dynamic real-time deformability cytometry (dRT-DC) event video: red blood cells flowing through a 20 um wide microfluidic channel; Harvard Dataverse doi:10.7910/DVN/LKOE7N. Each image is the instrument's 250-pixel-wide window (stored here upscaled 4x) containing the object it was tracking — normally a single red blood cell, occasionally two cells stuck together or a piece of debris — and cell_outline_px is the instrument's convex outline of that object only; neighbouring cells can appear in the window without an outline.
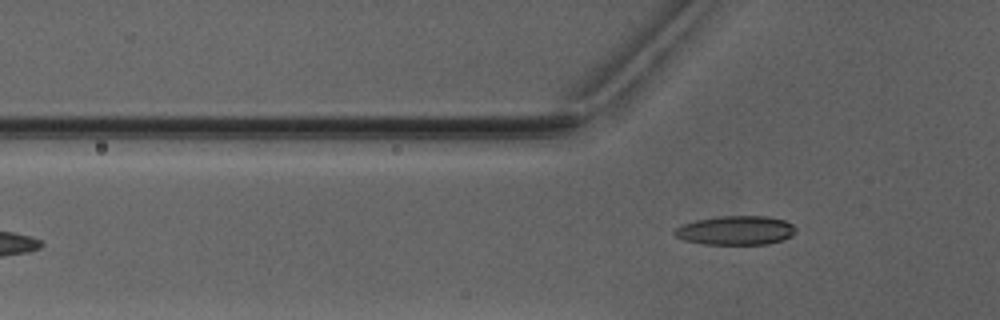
{"species": "Egyptian fruit bat (a non-hibernating species)", "species_latin": "Rousettus aegyptiacus", "temperature_condition": "warm", "stored_images_in_passage": 4, "camera_frame_rate_fps": 3000, "um_per_image_px": 0.085, "animal": {"sex": "male"}, "frame": {"image": 1, "passage_image": 4, "time_ms": 3.667, "image_size_px": [1000, 320], "cell_outline_px": [[796, 232], [792, 236], [768, 244], [704, 244], [684, 240], [676, 236], [672, 232], [676, 228], [684, 224], [696, 220], [720, 216], [768, 216], [784, 220], [792, 224], [796, 228]], "centroid_in_image_um": [62.55, 19.58], "position_along_channel_um": 63.2, "area_um2": 20.46}}